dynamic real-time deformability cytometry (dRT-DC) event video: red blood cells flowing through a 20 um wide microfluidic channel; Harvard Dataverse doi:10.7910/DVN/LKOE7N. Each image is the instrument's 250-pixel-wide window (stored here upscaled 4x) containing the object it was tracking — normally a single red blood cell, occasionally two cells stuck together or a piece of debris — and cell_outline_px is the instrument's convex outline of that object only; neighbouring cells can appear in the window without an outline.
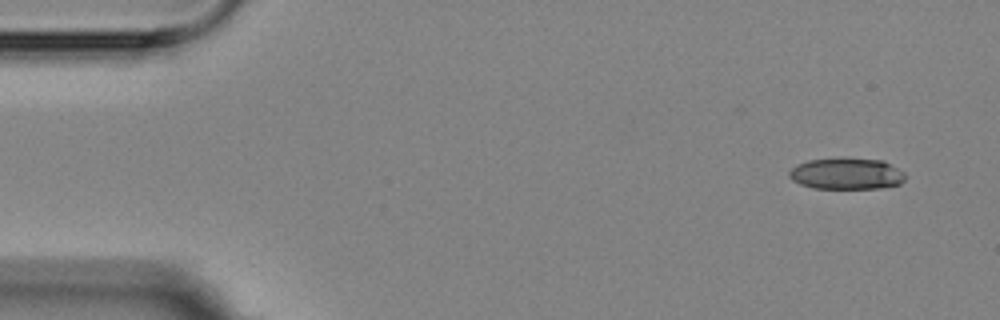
{"species": "Egyptian fruit bat (a non-hibernating species)", "species_latin": "Rousettus aegyptiacus", "temperature_condition": "room temperature", "stored_images_in_passage": 5, "camera_frame_rate_fps": 3000, "um_per_image_px": 0.085, "animal": {"sex": "female"}, "frame": {"image": 1, "passage_image": 1, "time_ms": 0.0, "image_size_px": [1000, 320], "cell_outline_px": [[904, 180], [900, 184], [880, 188], [812, 188], [800, 184], [792, 180], [788, 176], [788, 172], [796, 164], [808, 160], [884, 160], [904, 172]], "centroid_in_image_um": [71.94, 14.8], "position_along_channel_um": 13.1, "area_um2": 20.69}}
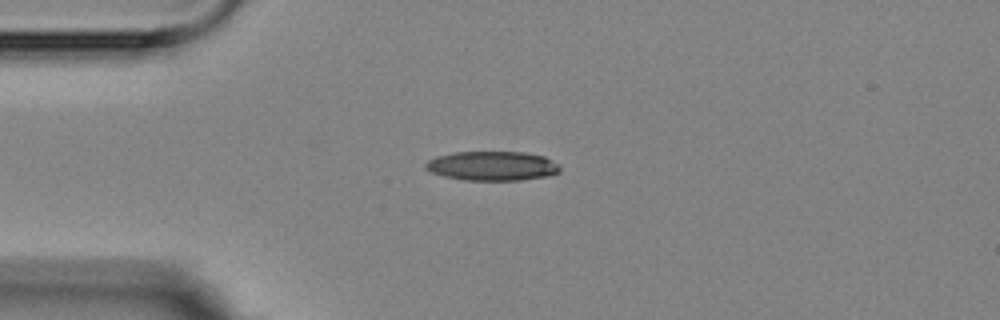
{"frame": {"image": 2, "passage_image": 3, "time_ms": 3.333, "image_size_px": [1000, 320], "cell_outline_px": [[560, 172], [552, 176], [520, 180], [464, 180], [444, 176], [432, 172], [424, 168], [424, 164], [428, 160], [436, 156], [452, 152], [524, 152], [544, 156], [560, 164]], "centroid_in_image_um": [41.87, 14.1], "position_along_channel_um": 43.1, "area_um2": 23.24}}